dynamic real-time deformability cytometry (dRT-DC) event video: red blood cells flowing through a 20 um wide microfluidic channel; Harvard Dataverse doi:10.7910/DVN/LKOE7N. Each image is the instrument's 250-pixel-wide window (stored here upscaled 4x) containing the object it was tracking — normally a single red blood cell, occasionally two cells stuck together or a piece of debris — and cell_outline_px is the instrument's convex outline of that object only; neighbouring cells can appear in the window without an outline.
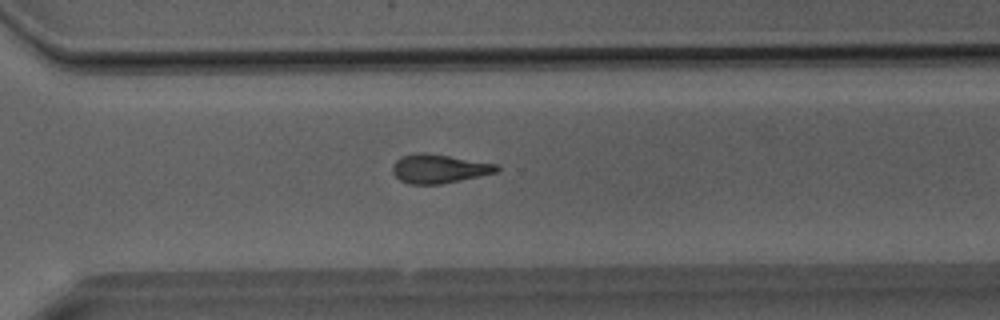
{"species": "Egyptian fruit bat (a non-hibernating species)", "species_latin": "Rousettus aegyptiacus", "temperature_condition": "room temperature", "stored_images_in_passage": 27, "camera_frame_rate_fps": 3000, "um_per_image_px": 0.085, "animal": {"sex": "male"}, "frame": {"image": 1, "passage_image": 23, "time_ms": 7.333, "image_size_px": [1000, 320], "cell_outline_px": [[500, 168], [496, 172], [460, 180], [440, 184], [408, 184], [400, 180], [392, 172], [392, 164], [400, 156], [416, 152], [428, 152], [496, 164]], "centroid_in_image_um": [37.25, 14.32], "position_along_channel_um": 333.3, "area_um2": 17.57}}